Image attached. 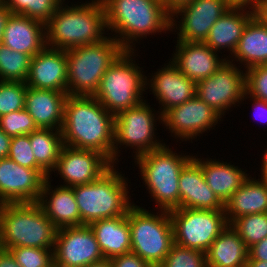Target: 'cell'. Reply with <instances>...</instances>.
I'll list each match as a JSON object with an SVG mask.
<instances>
[{"instance_id": "cell-1", "label": "cell", "mask_w": 267, "mask_h": 267, "mask_svg": "<svg viewBox=\"0 0 267 267\" xmlns=\"http://www.w3.org/2000/svg\"><path fill=\"white\" fill-rule=\"evenodd\" d=\"M114 118L94 96L68 95L61 129L64 145L97 151L113 164Z\"/></svg>"}, {"instance_id": "cell-2", "label": "cell", "mask_w": 267, "mask_h": 267, "mask_svg": "<svg viewBox=\"0 0 267 267\" xmlns=\"http://www.w3.org/2000/svg\"><path fill=\"white\" fill-rule=\"evenodd\" d=\"M69 2L64 0L45 24L46 46L66 51L109 36L101 0Z\"/></svg>"}, {"instance_id": "cell-3", "label": "cell", "mask_w": 267, "mask_h": 267, "mask_svg": "<svg viewBox=\"0 0 267 267\" xmlns=\"http://www.w3.org/2000/svg\"><path fill=\"white\" fill-rule=\"evenodd\" d=\"M101 1L105 7L108 33L125 50H139L140 40L170 32L171 14L155 0Z\"/></svg>"}, {"instance_id": "cell-4", "label": "cell", "mask_w": 267, "mask_h": 267, "mask_svg": "<svg viewBox=\"0 0 267 267\" xmlns=\"http://www.w3.org/2000/svg\"><path fill=\"white\" fill-rule=\"evenodd\" d=\"M171 147L166 143L163 147L132 160L139 169L137 174H140L138 176L143 180L142 185H145L142 187H145L151 196V201L156 204L155 210L170 211L180 208L178 187L180 172L194 155L186 151L176 153L172 150V145Z\"/></svg>"}, {"instance_id": "cell-5", "label": "cell", "mask_w": 267, "mask_h": 267, "mask_svg": "<svg viewBox=\"0 0 267 267\" xmlns=\"http://www.w3.org/2000/svg\"><path fill=\"white\" fill-rule=\"evenodd\" d=\"M125 176L117 165H113L98 180L73 187L81 225L128 213L135 203L131 202V182Z\"/></svg>"}, {"instance_id": "cell-6", "label": "cell", "mask_w": 267, "mask_h": 267, "mask_svg": "<svg viewBox=\"0 0 267 267\" xmlns=\"http://www.w3.org/2000/svg\"><path fill=\"white\" fill-rule=\"evenodd\" d=\"M57 230L38 203L0 205V248L54 250Z\"/></svg>"}, {"instance_id": "cell-7", "label": "cell", "mask_w": 267, "mask_h": 267, "mask_svg": "<svg viewBox=\"0 0 267 267\" xmlns=\"http://www.w3.org/2000/svg\"><path fill=\"white\" fill-rule=\"evenodd\" d=\"M137 51V52H136ZM138 50H124L108 67L94 97L114 116L145 101L146 71L136 63Z\"/></svg>"}, {"instance_id": "cell-8", "label": "cell", "mask_w": 267, "mask_h": 267, "mask_svg": "<svg viewBox=\"0 0 267 267\" xmlns=\"http://www.w3.org/2000/svg\"><path fill=\"white\" fill-rule=\"evenodd\" d=\"M124 50L111 35L98 43L66 50L67 94L94 96L102 76Z\"/></svg>"}, {"instance_id": "cell-9", "label": "cell", "mask_w": 267, "mask_h": 267, "mask_svg": "<svg viewBox=\"0 0 267 267\" xmlns=\"http://www.w3.org/2000/svg\"><path fill=\"white\" fill-rule=\"evenodd\" d=\"M154 211L153 208L148 210L135 203L129 209L127 216L130 228L131 252L152 267H159L174 244V237L169 211Z\"/></svg>"}, {"instance_id": "cell-10", "label": "cell", "mask_w": 267, "mask_h": 267, "mask_svg": "<svg viewBox=\"0 0 267 267\" xmlns=\"http://www.w3.org/2000/svg\"><path fill=\"white\" fill-rule=\"evenodd\" d=\"M151 106L145 100L136 107L123 110L115 115L113 165L120 164L121 158L119 157L123 154L122 149L126 151L130 148L132 157L135 159L166 144L157 136L159 133L156 132L158 131L157 124H162V114L158 110L156 112Z\"/></svg>"}, {"instance_id": "cell-11", "label": "cell", "mask_w": 267, "mask_h": 267, "mask_svg": "<svg viewBox=\"0 0 267 267\" xmlns=\"http://www.w3.org/2000/svg\"><path fill=\"white\" fill-rule=\"evenodd\" d=\"M169 215L174 244L204 253L229 225L224 210L176 208Z\"/></svg>"}, {"instance_id": "cell-12", "label": "cell", "mask_w": 267, "mask_h": 267, "mask_svg": "<svg viewBox=\"0 0 267 267\" xmlns=\"http://www.w3.org/2000/svg\"><path fill=\"white\" fill-rule=\"evenodd\" d=\"M242 69L226 60L211 76L196 83V96L223 118L226 112L244 104L246 80Z\"/></svg>"}, {"instance_id": "cell-13", "label": "cell", "mask_w": 267, "mask_h": 267, "mask_svg": "<svg viewBox=\"0 0 267 267\" xmlns=\"http://www.w3.org/2000/svg\"><path fill=\"white\" fill-rule=\"evenodd\" d=\"M220 121L222 123L223 118L195 95L183 104L166 110L162 114L161 126L177 139L176 142L193 143L192 140L197 141L198 137L203 138V134L216 130Z\"/></svg>"}, {"instance_id": "cell-14", "label": "cell", "mask_w": 267, "mask_h": 267, "mask_svg": "<svg viewBox=\"0 0 267 267\" xmlns=\"http://www.w3.org/2000/svg\"><path fill=\"white\" fill-rule=\"evenodd\" d=\"M231 7L228 0H193L171 13L170 33L177 34V41L204 42L213 24Z\"/></svg>"}, {"instance_id": "cell-15", "label": "cell", "mask_w": 267, "mask_h": 267, "mask_svg": "<svg viewBox=\"0 0 267 267\" xmlns=\"http://www.w3.org/2000/svg\"><path fill=\"white\" fill-rule=\"evenodd\" d=\"M53 257L54 267H85L105 259L89 225L59 228Z\"/></svg>"}, {"instance_id": "cell-16", "label": "cell", "mask_w": 267, "mask_h": 267, "mask_svg": "<svg viewBox=\"0 0 267 267\" xmlns=\"http://www.w3.org/2000/svg\"><path fill=\"white\" fill-rule=\"evenodd\" d=\"M42 169H30L9 158L0 159V205L37 203L45 179Z\"/></svg>"}, {"instance_id": "cell-17", "label": "cell", "mask_w": 267, "mask_h": 267, "mask_svg": "<svg viewBox=\"0 0 267 267\" xmlns=\"http://www.w3.org/2000/svg\"><path fill=\"white\" fill-rule=\"evenodd\" d=\"M113 164L101 153L64 145L54 173L62 179L59 185L74 187L98 180Z\"/></svg>"}, {"instance_id": "cell-18", "label": "cell", "mask_w": 267, "mask_h": 267, "mask_svg": "<svg viewBox=\"0 0 267 267\" xmlns=\"http://www.w3.org/2000/svg\"><path fill=\"white\" fill-rule=\"evenodd\" d=\"M162 66L146 76V91L150 89V94L158 101L161 114L196 95V83L187 78L170 59Z\"/></svg>"}, {"instance_id": "cell-19", "label": "cell", "mask_w": 267, "mask_h": 267, "mask_svg": "<svg viewBox=\"0 0 267 267\" xmlns=\"http://www.w3.org/2000/svg\"><path fill=\"white\" fill-rule=\"evenodd\" d=\"M176 48L170 60L189 79L195 83L208 78L227 60L213 51L204 42H183L175 40ZM221 57V58H220Z\"/></svg>"}, {"instance_id": "cell-20", "label": "cell", "mask_w": 267, "mask_h": 267, "mask_svg": "<svg viewBox=\"0 0 267 267\" xmlns=\"http://www.w3.org/2000/svg\"><path fill=\"white\" fill-rule=\"evenodd\" d=\"M27 86L67 93L66 51L45 46L30 61Z\"/></svg>"}, {"instance_id": "cell-21", "label": "cell", "mask_w": 267, "mask_h": 267, "mask_svg": "<svg viewBox=\"0 0 267 267\" xmlns=\"http://www.w3.org/2000/svg\"><path fill=\"white\" fill-rule=\"evenodd\" d=\"M254 16L251 8L232 6L213 24L204 43L228 60L233 55L244 28ZM221 50H224L223 53L229 52L228 56Z\"/></svg>"}, {"instance_id": "cell-22", "label": "cell", "mask_w": 267, "mask_h": 267, "mask_svg": "<svg viewBox=\"0 0 267 267\" xmlns=\"http://www.w3.org/2000/svg\"><path fill=\"white\" fill-rule=\"evenodd\" d=\"M178 187L180 208L224 210V203L208 186L200 165L193 158L181 170Z\"/></svg>"}, {"instance_id": "cell-23", "label": "cell", "mask_w": 267, "mask_h": 267, "mask_svg": "<svg viewBox=\"0 0 267 267\" xmlns=\"http://www.w3.org/2000/svg\"><path fill=\"white\" fill-rule=\"evenodd\" d=\"M52 181V176L45 179L41 196L37 203L58 229L68 226H80L81 217L73 187L55 186L51 184Z\"/></svg>"}, {"instance_id": "cell-24", "label": "cell", "mask_w": 267, "mask_h": 267, "mask_svg": "<svg viewBox=\"0 0 267 267\" xmlns=\"http://www.w3.org/2000/svg\"><path fill=\"white\" fill-rule=\"evenodd\" d=\"M1 44L32 58L46 46L45 24L21 14H11Z\"/></svg>"}, {"instance_id": "cell-25", "label": "cell", "mask_w": 267, "mask_h": 267, "mask_svg": "<svg viewBox=\"0 0 267 267\" xmlns=\"http://www.w3.org/2000/svg\"><path fill=\"white\" fill-rule=\"evenodd\" d=\"M65 92L35 89L27 86L25 110L42 129L61 130L64 122Z\"/></svg>"}, {"instance_id": "cell-26", "label": "cell", "mask_w": 267, "mask_h": 267, "mask_svg": "<svg viewBox=\"0 0 267 267\" xmlns=\"http://www.w3.org/2000/svg\"><path fill=\"white\" fill-rule=\"evenodd\" d=\"M215 158V159H214ZM199 157L196 153L193 159L200 165L205 181L218 198L225 203L234 192L249 177L247 169L235 166L231 162L219 158Z\"/></svg>"}, {"instance_id": "cell-27", "label": "cell", "mask_w": 267, "mask_h": 267, "mask_svg": "<svg viewBox=\"0 0 267 267\" xmlns=\"http://www.w3.org/2000/svg\"><path fill=\"white\" fill-rule=\"evenodd\" d=\"M229 225L244 215L267 212V181L250 175L224 203Z\"/></svg>"}, {"instance_id": "cell-28", "label": "cell", "mask_w": 267, "mask_h": 267, "mask_svg": "<svg viewBox=\"0 0 267 267\" xmlns=\"http://www.w3.org/2000/svg\"><path fill=\"white\" fill-rule=\"evenodd\" d=\"M228 61H235L236 65L245 70L267 64V27L255 16L247 23Z\"/></svg>"}, {"instance_id": "cell-29", "label": "cell", "mask_w": 267, "mask_h": 267, "mask_svg": "<svg viewBox=\"0 0 267 267\" xmlns=\"http://www.w3.org/2000/svg\"><path fill=\"white\" fill-rule=\"evenodd\" d=\"M99 248L105 259L131 252L128 216L100 219L91 223Z\"/></svg>"}, {"instance_id": "cell-30", "label": "cell", "mask_w": 267, "mask_h": 267, "mask_svg": "<svg viewBox=\"0 0 267 267\" xmlns=\"http://www.w3.org/2000/svg\"><path fill=\"white\" fill-rule=\"evenodd\" d=\"M248 248L238 233L228 225L206 252L207 267H246Z\"/></svg>"}, {"instance_id": "cell-31", "label": "cell", "mask_w": 267, "mask_h": 267, "mask_svg": "<svg viewBox=\"0 0 267 267\" xmlns=\"http://www.w3.org/2000/svg\"><path fill=\"white\" fill-rule=\"evenodd\" d=\"M30 144L37 165L48 175H53L64 146L61 130L42 129L30 133Z\"/></svg>"}, {"instance_id": "cell-32", "label": "cell", "mask_w": 267, "mask_h": 267, "mask_svg": "<svg viewBox=\"0 0 267 267\" xmlns=\"http://www.w3.org/2000/svg\"><path fill=\"white\" fill-rule=\"evenodd\" d=\"M31 57L0 44V80L26 82Z\"/></svg>"}, {"instance_id": "cell-33", "label": "cell", "mask_w": 267, "mask_h": 267, "mask_svg": "<svg viewBox=\"0 0 267 267\" xmlns=\"http://www.w3.org/2000/svg\"><path fill=\"white\" fill-rule=\"evenodd\" d=\"M64 0H2L12 14H21L46 24Z\"/></svg>"}, {"instance_id": "cell-34", "label": "cell", "mask_w": 267, "mask_h": 267, "mask_svg": "<svg viewBox=\"0 0 267 267\" xmlns=\"http://www.w3.org/2000/svg\"><path fill=\"white\" fill-rule=\"evenodd\" d=\"M230 225L249 248L267 237V212L241 216Z\"/></svg>"}, {"instance_id": "cell-35", "label": "cell", "mask_w": 267, "mask_h": 267, "mask_svg": "<svg viewBox=\"0 0 267 267\" xmlns=\"http://www.w3.org/2000/svg\"><path fill=\"white\" fill-rule=\"evenodd\" d=\"M27 84L0 80V117L25 109Z\"/></svg>"}, {"instance_id": "cell-36", "label": "cell", "mask_w": 267, "mask_h": 267, "mask_svg": "<svg viewBox=\"0 0 267 267\" xmlns=\"http://www.w3.org/2000/svg\"><path fill=\"white\" fill-rule=\"evenodd\" d=\"M159 267H207L206 253L173 244Z\"/></svg>"}, {"instance_id": "cell-37", "label": "cell", "mask_w": 267, "mask_h": 267, "mask_svg": "<svg viewBox=\"0 0 267 267\" xmlns=\"http://www.w3.org/2000/svg\"><path fill=\"white\" fill-rule=\"evenodd\" d=\"M21 267H54L53 250L36 247L8 249Z\"/></svg>"}, {"instance_id": "cell-38", "label": "cell", "mask_w": 267, "mask_h": 267, "mask_svg": "<svg viewBox=\"0 0 267 267\" xmlns=\"http://www.w3.org/2000/svg\"><path fill=\"white\" fill-rule=\"evenodd\" d=\"M0 128L11 137L30 134L38 129L33 118L25 109L1 116Z\"/></svg>"}, {"instance_id": "cell-39", "label": "cell", "mask_w": 267, "mask_h": 267, "mask_svg": "<svg viewBox=\"0 0 267 267\" xmlns=\"http://www.w3.org/2000/svg\"><path fill=\"white\" fill-rule=\"evenodd\" d=\"M8 158L30 169H41L35 160L30 144V134L11 138Z\"/></svg>"}, {"instance_id": "cell-40", "label": "cell", "mask_w": 267, "mask_h": 267, "mask_svg": "<svg viewBox=\"0 0 267 267\" xmlns=\"http://www.w3.org/2000/svg\"><path fill=\"white\" fill-rule=\"evenodd\" d=\"M246 93L267 102V64L245 70Z\"/></svg>"}, {"instance_id": "cell-41", "label": "cell", "mask_w": 267, "mask_h": 267, "mask_svg": "<svg viewBox=\"0 0 267 267\" xmlns=\"http://www.w3.org/2000/svg\"><path fill=\"white\" fill-rule=\"evenodd\" d=\"M110 262L112 267H152L133 252L111 258Z\"/></svg>"}, {"instance_id": "cell-42", "label": "cell", "mask_w": 267, "mask_h": 267, "mask_svg": "<svg viewBox=\"0 0 267 267\" xmlns=\"http://www.w3.org/2000/svg\"><path fill=\"white\" fill-rule=\"evenodd\" d=\"M244 100L245 104L246 100L248 101L250 100L249 102H251V107H253L251 112L254 113L253 116L255 120H257V122L260 121V124L265 123L267 126V102L264 100L254 98L249 94H247L246 92L243 96V101Z\"/></svg>"}, {"instance_id": "cell-43", "label": "cell", "mask_w": 267, "mask_h": 267, "mask_svg": "<svg viewBox=\"0 0 267 267\" xmlns=\"http://www.w3.org/2000/svg\"><path fill=\"white\" fill-rule=\"evenodd\" d=\"M248 260L267 261V237L248 248Z\"/></svg>"}, {"instance_id": "cell-44", "label": "cell", "mask_w": 267, "mask_h": 267, "mask_svg": "<svg viewBox=\"0 0 267 267\" xmlns=\"http://www.w3.org/2000/svg\"><path fill=\"white\" fill-rule=\"evenodd\" d=\"M0 267H21L9 250L0 248Z\"/></svg>"}, {"instance_id": "cell-45", "label": "cell", "mask_w": 267, "mask_h": 267, "mask_svg": "<svg viewBox=\"0 0 267 267\" xmlns=\"http://www.w3.org/2000/svg\"><path fill=\"white\" fill-rule=\"evenodd\" d=\"M11 138L0 128V159L8 158Z\"/></svg>"}, {"instance_id": "cell-46", "label": "cell", "mask_w": 267, "mask_h": 267, "mask_svg": "<svg viewBox=\"0 0 267 267\" xmlns=\"http://www.w3.org/2000/svg\"><path fill=\"white\" fill-rule=\"evenodd\" d=\"M9 8L1 1L0 2V44L5 30V24L11 15Z\"/></svg>"}, {"instance_id": "cell-47", "label": "cell", "mask_w": 267, "mask_h": 267, "mask_svg": "<svg viewBox=\"0 0 267 267\" xmlns=\"http://www.w3.org/2000/svg\"><path fill=\"white\" fill-rule=\"evenodd\" d=\"M255 17L267 27V0H261L254 9Z\"/></svg>"}, {"instance_id": "cell-48", "label": "cell", "mask_w": 267, "mask_h": 267, "mask_svg": "<svg viewBox=\"0 0 267 267\" xmlns=\"http://www.w3.org/2000/svg\"><path fill=\"white\" fill-rule=\"evenodd\" d=\"M231 6L255 9L261 0H228Z\"/></svg>"}, {"instance_id": "cell-49", "label": "cell", "mask_w": 267, "mask_h": 267, "mask_svg": "<svg viewBox=\"0 0 267 267\" xmlns=\"http://www.w3.org/2000/svg\"><path fill=\"white\" fill-rule=\"evenodd\" d=\"M267 147V146H266ZM262 153V159L260 161L261 165L259 168L260 174L258 173V177L262 178L263 180L267 181V148Z\"/></svg>"}, {"instance_id": "cell-50", "label": "cell", "mask_w": 267, "mask_h": 267, "mask_svg": "<svg viewBox=\"0 0 267 267\" xmlns=\"http://www.w3.org/2000/svg\"><path fill=\"white\" fill-rule=\"evenodd\" d=\"M191 1L193 0H170V14Z\"/></svg>"}, {"instance_id": "cell-51", "label": "cell", "mask_w": 267, "mask_h": 267, "mask_svg": "<svg viewBox=\"0 0 267 267\" xmlns=\"http://www.w3.org/2000/svg\"><path fill=\"white\" fill-rule=\"evenodd\" d=\"M246 267H267V261L247 260Z\"/></svg>"}, {"instance_id": "cell-52", "label": "cell", "mask_w": 267, "mask_h": 267, "mask_svg": "<svg viewBox=\"0 0 267 267\" xmlns=\"http://www.w3.org/2000/svg\"><path fill=\"white\" fill-rule=\"evenodd\" d=\"M85 267H112V265H111L110 259H104L102 261L89 264Z\"/></svg>"}, {"instance_id": "cell-53", "label": "cell", "mask_w": 267, "mask_h": 267, "mask_svg": "<svg viewBox=\"0 0 267 267\" xmlns=\"http://www.w3.org/2000/svg\"><path fill=\"white\" fill-rule=\"evenodd\" d=\"M155 1L161 3L170 13V0H155Z\"/></svg>"}]
</instances>
